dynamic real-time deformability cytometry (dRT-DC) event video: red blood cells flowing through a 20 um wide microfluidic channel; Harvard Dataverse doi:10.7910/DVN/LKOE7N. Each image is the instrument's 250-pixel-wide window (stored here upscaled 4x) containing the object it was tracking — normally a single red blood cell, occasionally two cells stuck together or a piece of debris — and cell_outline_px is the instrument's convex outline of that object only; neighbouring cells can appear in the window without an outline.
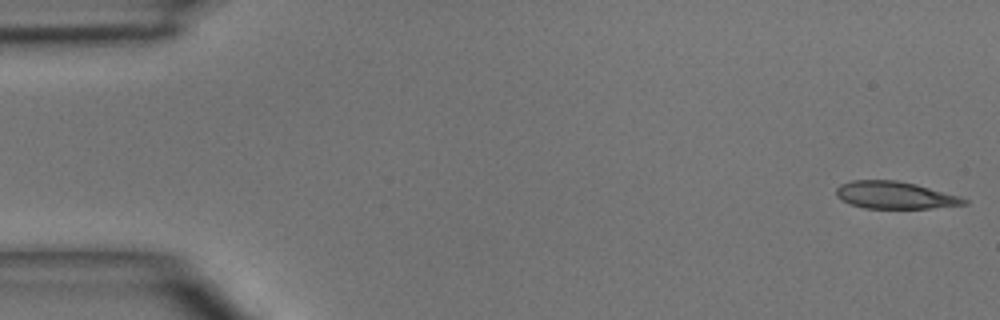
{"species": "common noctule bat (a hibernating species)", "species_latin": "Nyctalus noctula", "temperature_condition": "room temperature", "stored_images_in_passage": 5, "camera_frame_rate_fps": 3000, "um_per_image_px": 0.085, "animal": {"sex": "male", "body_mass_g": 15.6}, "frame": {"image": 1, "passage_image": 1, "time_ms": 0.0, "image_size_px": [1000, 320], "cell_outline_px": [[968, 204], [932, 208], [864, 208], [840, 200], [836, 196], [836, 188], [840, 184], [852, 180], [896, 180], [916, 184], [960, 196], [968, 200]], "centroid_in_image_um": [76.06, 16.58], "position_along_channel_um": 8.9, "area_um2": 20.35}}
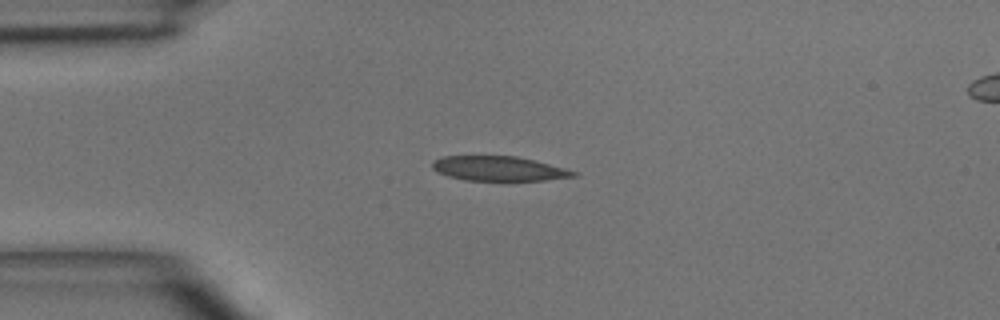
{"frame": {"image": 2, "passage_image": 4, "time_ms": 3.333, "image_size_px": [1000, 320], "cell_outline_px": [[576, 176], [544, 180], [464, 180], [448, 176], [432, 168], [432, 160], [444, 156], [516, 156], [564, 168], [576, 172]], "centroid_in_image_um": [42.34, 14.32], "position_along_channel_um": 42.7, "area_um2": 19.88}}